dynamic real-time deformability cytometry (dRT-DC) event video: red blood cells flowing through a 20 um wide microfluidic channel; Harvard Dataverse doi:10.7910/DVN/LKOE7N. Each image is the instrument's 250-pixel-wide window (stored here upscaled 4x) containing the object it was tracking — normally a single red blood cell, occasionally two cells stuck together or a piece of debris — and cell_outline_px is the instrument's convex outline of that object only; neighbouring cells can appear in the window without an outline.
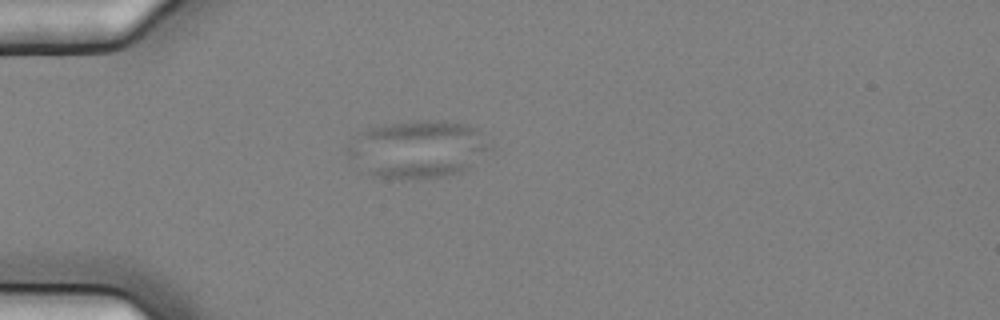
{"species": "common noctule bat (a hibernating species)", "species_latin": "Nyctalus noctula", "temperature_condition": "cold", "stored_images_in_passage": 35, "camera_frame_rate_fps": 3000, "um_per_image_px": 0.085, "animal": {"sex": "female", "body_mass_g": 25.1}, "frame": {"image": 1, "passage_image": 1, "time_ms": 0.0, "image_size_px": [1000, 320], "cell_outline_px": [[492, 148], [468, 168], [460, 172], [436, 176], [372, 176], [360, 172], [348, 156], [348, 148], [360, 132], [368, 124], [416, 120], [444, 120], [464, 124], [476, 128]], "centroid_in_image_um": [35.44, 12.61], "position_along_channel_um": 49.6, "area_um2": 47.45}}
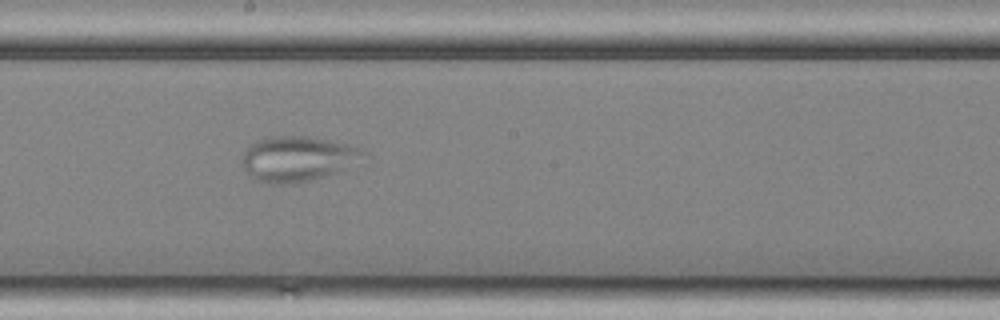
{"frame": {"image": 2, "passage_image": 17, "time_ms": 5.333, "image_size_px": [1000, 320], "cell_outline_px": [[372, 156], [364, 164], [308, 180], [292, 184], [272, 184], [256, 180], [244, 168], [244, 152], [256, 140], [268, 136], [308, 136], [348, 144], [360, 148]], "centroid_in_image_um": [25.45, 13.49], "position_along_channel_um": 222.8, "area_um2": 32.37}}
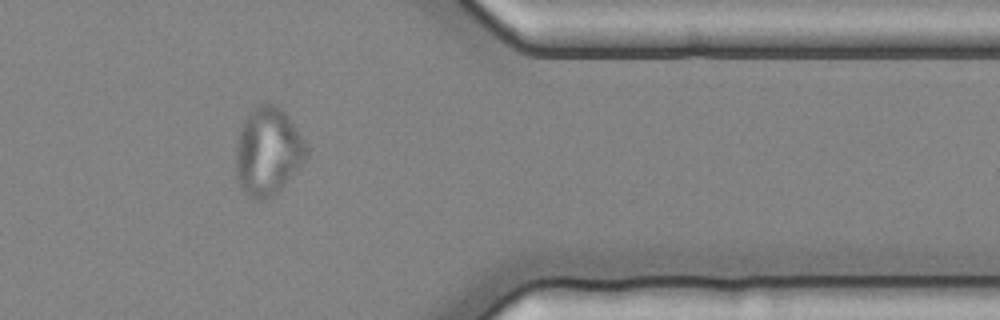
{"frame": {"image": 3, "passage_image": 32, "time_ms": 10.333, "image_size_px": [1000, 320], "cell_outline_px": [[308, 156], [284, 184], [268, 200], [256, 200], [248, 196], [240, 188], [236, 176], [236, 144], [244, 120], [248, 112], [260, 104], [272, 104], [280, 108], [288, 116], [308, 144]], "centroid_in_image_um": [22.77, 12.88], "position_along_channel_um": 388.6, "area_um2": 36.07}}